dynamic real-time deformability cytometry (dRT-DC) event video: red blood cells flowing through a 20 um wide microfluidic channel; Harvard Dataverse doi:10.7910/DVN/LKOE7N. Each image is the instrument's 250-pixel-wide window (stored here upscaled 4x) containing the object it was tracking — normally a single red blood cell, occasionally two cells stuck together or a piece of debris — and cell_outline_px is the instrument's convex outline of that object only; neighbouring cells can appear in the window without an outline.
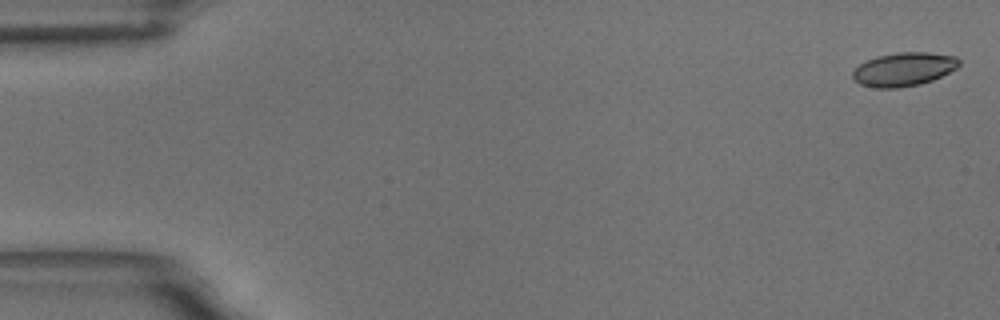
{"species": "common noctule bat (a hibernating species)", "species_latin": "Nyctalus noctula", "temperature_condition": "room temperature", "stored_images_in_passage": 5, "camera_frame_rate_fps": 3000, "um_per_image_px": 0.085, "animal": {"sex": "male", "body_mass_g": 18.8}, "frame": {"image": 1, "passage_image": 1, "time_ms": 0.0, "image_size_px": [1000, 320], "cell_outline_px": [[960, 64], [956, 68], [932, 80], [920, 84], [900, 88], [876, 88], [860, 84], [852, 76], [852, 72], [860, 64], [868, 60], [880, 56], [896, 52], [928, 52], [956, 56], [960, 60]], "centroid_in_image_um": [76.84, 5.89], "position_along_channel_um": 8.2, "area_um2": 20.69}}
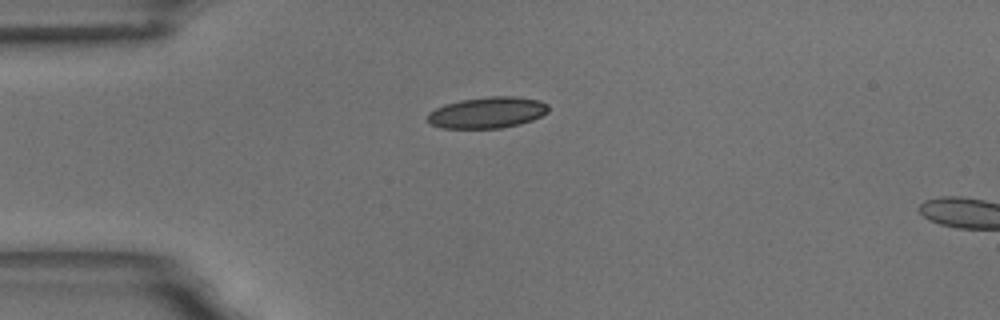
{"frame": {"image": 2, "passage_image": 4, "time_ms": 4.333, "image_size_px": [1000, 320], "cell_outline_px": [[548, 112], [532, 120], [520, 124], [500, 128], [440, 128], [432, 124], [428, 120], [428, 112], [444, 104], [460, 100], [488, 96], [516, 96], [540, 100], [548, 104]], "centroid_in_image_um": [41.43, 9.56], "position_along_channel_um": 43.6, "area_um2": 22.08}}